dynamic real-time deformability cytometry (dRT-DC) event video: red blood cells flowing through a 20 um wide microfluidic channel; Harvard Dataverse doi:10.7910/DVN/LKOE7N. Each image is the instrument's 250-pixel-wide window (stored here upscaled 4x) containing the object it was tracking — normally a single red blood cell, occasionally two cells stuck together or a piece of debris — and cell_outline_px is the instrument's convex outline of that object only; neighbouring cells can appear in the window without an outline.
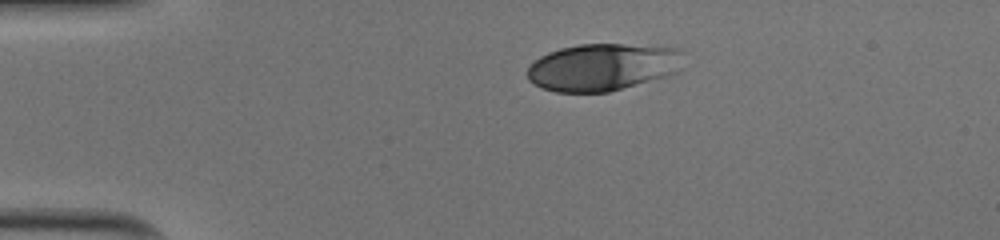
{"species": "human", "species_latin": "Homo sapiens", "temperature_condition": "cold", "stored_images_in_passage": 33, "camera_frame_rate_fps": 3000, "um_per_image_px": 0.085, "donor": {"sex": "male"}, "frame": {"image": 1, "passage_image": 1, "time_ms": 0.0, "image_size_px": [1000, 240], "cell_outline_px": [[688, 52], [684, 68], [668, 76], [608, 92], [556, 92], [540, 88], [528, 80], [528, 68], [540, 56], [548, 52], [560, 48], [580, 44], [624, 44], [680, 48]], "centroid_in_image_um": [51.33, 5.69], "position_along_channel_um": 33.7, "area_um2": 43.75}}
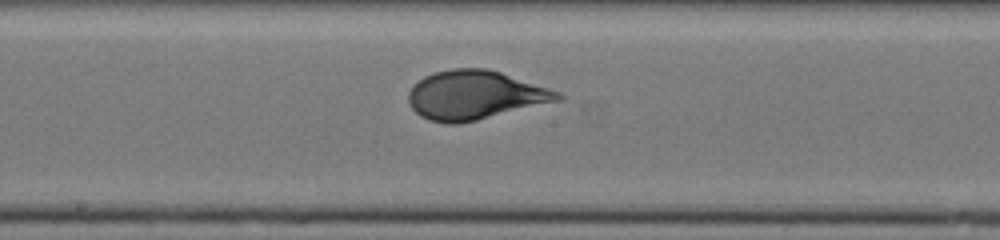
{"frame": {"image": 2, "passage_image": 18, "time_ms": 5.667, "image_size_px": [1000, 240], "cell_outline_px": [[564, 100], [476, 120], [456, 124], [448, 124], [428, 120], [420, 116], [412, 108], [408, 100], [408, 92], [424, 76], [436, 72], [452, 68], [488, 68], [560, 92], [564, 96]], "centroid_in_image_um": [40.39, 8.09], "position_along_channel_um": 207.8, "area_um2": 42.43}}
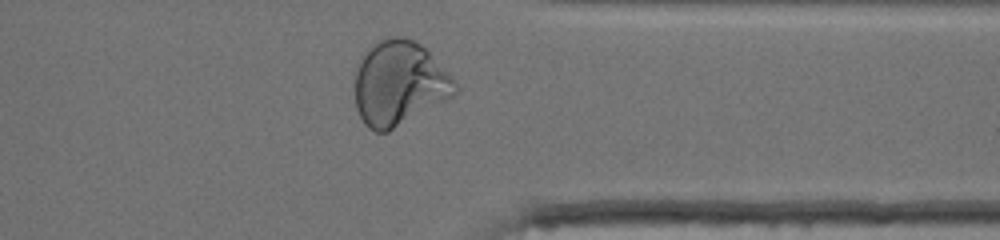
{"frame": {"image": 3, "passage_image": 31, "time_ms": 10.0, "image_size_px": [1000, 240], "cell_outline_px": [[456, 92], [452, 96], [388, 132], [376, 132], [368, 128], [364, 124], [356, 108], [356, 72], [360, 56], [364, 48], [368, 44], [388, 36], [404, 36], [420, 44], [456, 80]], "centroid_in_image_um": [33.88, 7.05], "position_along_channel_um": 377.5, "area_um2": 49.36}, "authors_computed_cell_mechanics": {"area_um2": 42.194, "velocity_mm_per_s": 3.9976, "shape_relaxation_time_tau1_ms": 4.4271, "shape_relaxation_time_tau2_ms": null, "deformation_change_tau1": 0.201, "deformation_change_tau2": null}}